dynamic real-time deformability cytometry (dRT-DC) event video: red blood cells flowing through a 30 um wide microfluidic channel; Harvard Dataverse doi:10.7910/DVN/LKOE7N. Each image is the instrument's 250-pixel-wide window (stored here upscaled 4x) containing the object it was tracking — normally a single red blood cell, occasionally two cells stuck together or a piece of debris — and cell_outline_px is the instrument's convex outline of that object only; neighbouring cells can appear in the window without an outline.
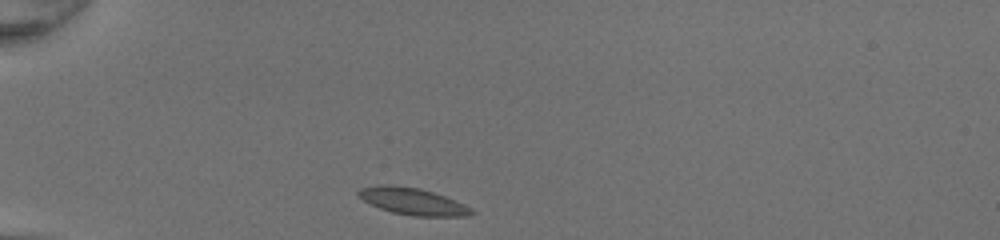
{"species": "common noctule bat (a hibernating species)", "species_latin": "Nyctalus noctula", "temperature_condition": "room temperature", "stored_images_in_passage": 30, "camera_frame_rate_fps": 3000, "um_per_image_px": 0.085, "animal": {"sex": "female", "body_mass_g": 20.0, "forearm_length_mm": 54.0}, "frame": {"image": 1, "passage_image": 1, "time_ms": 0.0, "image_size_px": [1000, 240], "cell_outline_px": [[476, 212], [468, 216], [412, 216], [392, 212], [380, 208], [356, 196], [356, 192], [360, 188], [376, 184], [388, 184], [420, 188], [444, 196], [464, 204], [472, 208]], "centroid_in_image_um": [35.05, 17.1], "position_along_channel_um": 49.9, "area_um2": 17.8}}
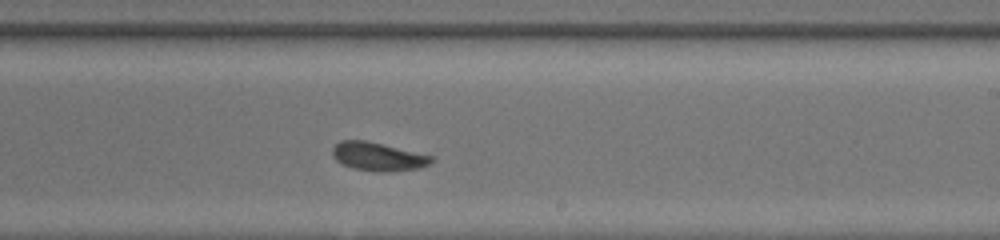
{"frame": {"image": 2, "passage_image": 18, "time_ms": 5.667, "image_size_px": [1000, 240], "cell_outline_px": [[436, 156], [428, 164], [416, 168], [388, 172], [380, 172], [352, 168], [336, 160], [332, 156], [332, 148], [340, 140], [364, 140], [384, 144]], "centroid_in_image_um": [32.13, 13.29], "position_along_channel_um": 256.9, "area_um2": 16.42}}
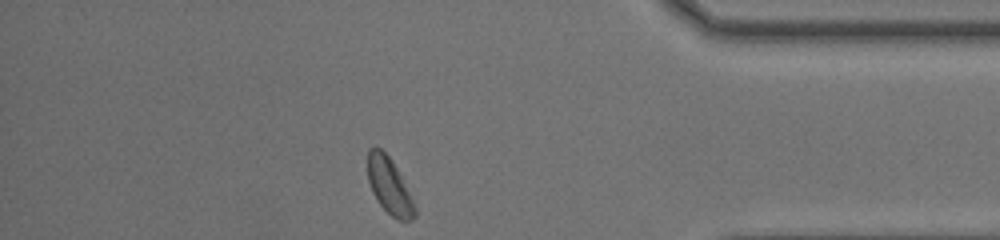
{"frame": {"image": 3, "passage_image": 30, "time_ms": 9.667, "image_size_px": [1000, 240], "cell_outline_px": [[416, 216], [412, 220], [396, 220], [380, 204], [372, 192], [368, 180], [368, 148], [376, 144], [388, 156], [396, 168], [416, 208]], "centroid_in_image_um": [33.07, 15.79], "position_along_channel_um": 402.1, "area_um2": 15.09}, "authors_computed_cell_mechanics": {"area_um2": 16.9932, "velocity_mm_per_s": 4.2223, "shape_relaxation_time_tau1_ms": 2.6663, "shape_relaxation_time_tau2_ms": 1.9462, "deformation_change_tau1": 0.0559, "deformation_change_tau2": 0.0515}}